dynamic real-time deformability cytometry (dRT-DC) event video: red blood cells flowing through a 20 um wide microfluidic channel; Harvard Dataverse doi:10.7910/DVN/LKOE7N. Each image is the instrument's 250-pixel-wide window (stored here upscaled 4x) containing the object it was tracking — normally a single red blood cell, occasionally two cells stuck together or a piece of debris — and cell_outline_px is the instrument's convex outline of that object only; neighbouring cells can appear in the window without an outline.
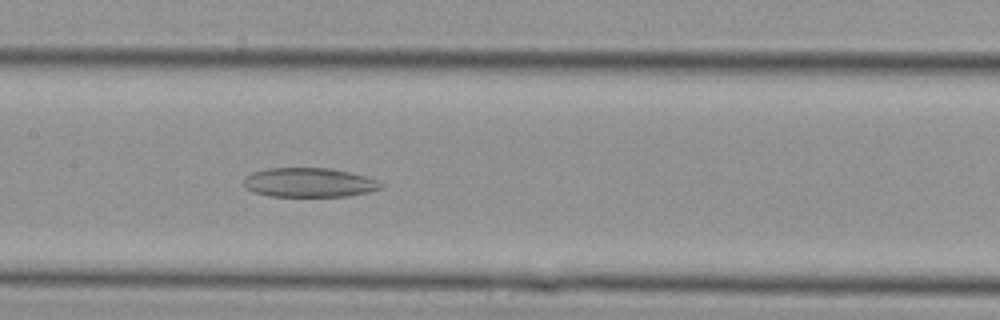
{"species": "Egyptian fruit bat (a non-hibernating species)", "species_latin": "Rousettus aegyptiacus", "temperature_condition": "cold", "stored_images_in_passage": 8, "camera_frame_rate_fps": 3000, "um_per_image_px": 0.085, "animal": {"sex": "female"}, "frame": {"image": 1, "passage_image": 8, "time_ms": 2.333, "image_size_px": [1000, 320], "cell_outline_px": [[384, 188], [368, 192], [348, 196], [268, 196], [256, 192], [248, 188], [244, 184], [244, 180], [252, 172], [268, 168], [328, 168], [348, 172], [380, 180], [384, 184]], "centroid_in_image_um": [26.34, 15.51], "position_along_channel_um": 181.1, "area_um2": 23.29}}